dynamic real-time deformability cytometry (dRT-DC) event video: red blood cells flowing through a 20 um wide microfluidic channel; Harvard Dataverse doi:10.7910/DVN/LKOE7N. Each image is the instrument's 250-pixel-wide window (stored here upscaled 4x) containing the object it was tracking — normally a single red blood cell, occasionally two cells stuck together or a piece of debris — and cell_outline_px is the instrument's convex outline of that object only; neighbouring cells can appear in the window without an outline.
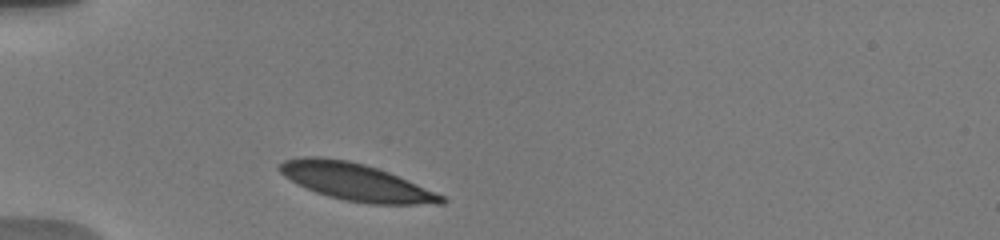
{"species": "human", "species_latin": "Homo sapiens", "temperature_condition": "warm", "stored_images_in_passage": 4, "camera_frame_rate_fps": 3000, "um_per_image_px": 0.085, "donor": {"sex": "male"}, "frame": {"image": 1, "passage_image": 1, "time_ms": 0.0, "image_size_px": [1000, 240], "cell_outline_px": [[448, 200], [444, 204], [372, 204], [344, 200], [328, 196], [316, 192], [284, 176], [276, 168], [284, 160], [304, 156], [316, 156], [348, 160], [364, 164], [388, 172], [408, 180], [436, 192], [444, 196]], "centroid_in_image_um": [30.27, 15.46], "position_along_channel_um": 54.7, "area_um2": 34.8}}
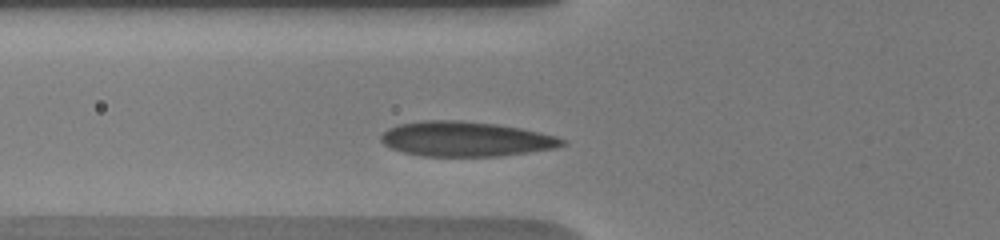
{"frame": {"image": 2, "passage_image": 4, "time_ms": 1.333, "image_size_px": [1000, 240], "cell_outline_px": [[568, 144], [556, 148], [500, 156], [420, 156], [404, 152], [392, 148], [384, 144], [380, 140], [380, 136], [388, 128], [396, 124], [420, 120], [460, 120], [496, 124], [520, 128], [540, 132], [556, 136], [564, 140]], "centroid_in_image_um": [39.57, 11.81], "position_along_channel_um": 86.2, "area_um2": 36.99}}